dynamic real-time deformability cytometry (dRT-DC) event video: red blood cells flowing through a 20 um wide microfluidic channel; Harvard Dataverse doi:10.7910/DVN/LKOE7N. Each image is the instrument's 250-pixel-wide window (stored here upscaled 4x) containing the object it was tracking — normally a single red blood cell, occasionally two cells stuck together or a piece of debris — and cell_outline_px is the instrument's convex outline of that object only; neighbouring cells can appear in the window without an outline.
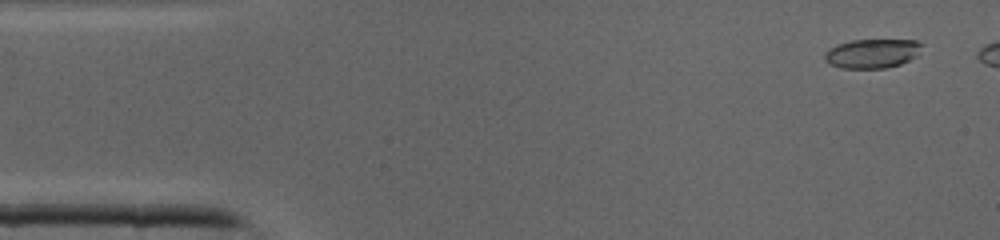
{"species": "common noctule bat (a hibernating species)", "species_latin": "Nyctalus noctula", "temperature_condition": "cold", "stored_images_in_passage": 34, "camera_frame_rate_fps": 3000, "um_per_image_px": 0.085, "animal": {"sex": "male", "body_mass_g": 19.0, "forearm_length_mm": 50.8}, "frame": {"image": 1, "passage_image": 2, "time_ms": 0.333, "image_size_px": [1000, 240], "cell_outline_px": [[924, 44], [916, 56], [900, 64], [884, 68], [840, 68], [824, 60], [824, 52], [828, 48], [836, 44], [852, 40], [916, 40]], "centroid_in_image_um": [74.11, 4.53], "position_along_channel_um": 10.9, "area_um2": 16.59}}
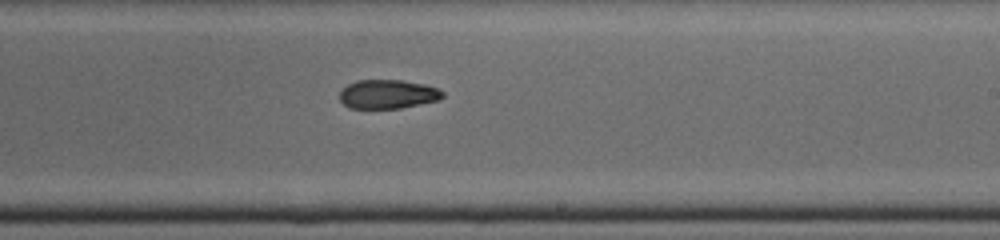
{"frame": {"image": 2, "passage_image": 24, "time_ms": 7.667, "image_size_px": [1000, 240], "cell_outline_px": [[444, 96], [440, 100], [400, 108], [348, 108], [340, 100], [340, 92], [348, 84], [356, 80], [400, 80], [424, 84], [436, 88], [444, 92]], "centroid_in_image_um": [32.97, 8.0], "position_along_channel_um": 256.0, "area_um2": 17.34}}
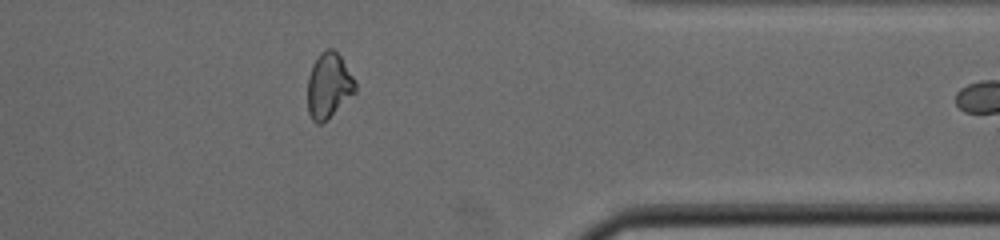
{"frame": {"image": 3, "passage_image": 33, "time_ms": 10.667, "image_size_px": [1000, 240], "cell_outline_px": [[356, 92], [320, 124], [316, 124], [312, 120], [308, 112], [308, 76], [312, 64], [320, 52], [324, 48], [332, 48], [340, 56], [356, 80]], "centroid_in_image_um": [27.93, 7.24], "position_along_channel_um": 383.5, "area_um2": 18.09}}